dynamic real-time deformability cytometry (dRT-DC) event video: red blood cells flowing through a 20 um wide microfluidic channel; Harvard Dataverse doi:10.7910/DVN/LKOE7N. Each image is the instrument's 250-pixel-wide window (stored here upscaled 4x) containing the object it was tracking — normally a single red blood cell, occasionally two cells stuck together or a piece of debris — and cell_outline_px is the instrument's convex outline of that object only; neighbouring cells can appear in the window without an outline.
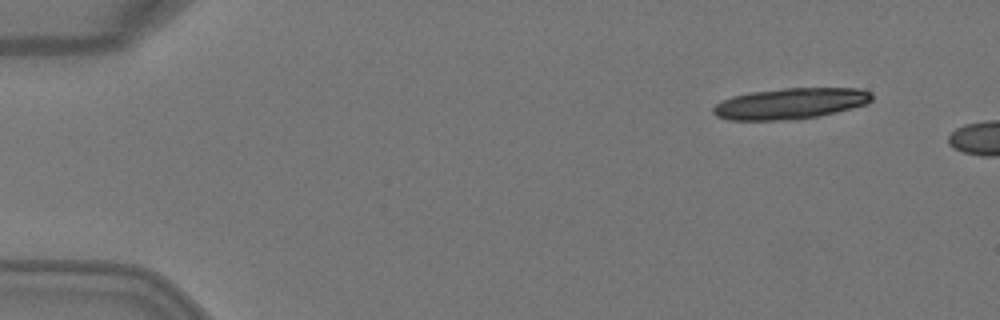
{"species": "Egyptian fruit bat (a non-hibernating species)", "species_latin": "Rousettus aegyptiacus", "temperature_condition": "warm", "stored_images_in_passage": 4, "camera_frame_rate_fps": 3000, "um_per_image_px": 0.085, "animal": {"sex": "female"}, "frame": {"image": 1, "passage_image": 4, "time_ms": 1.0, "image_size_px": [1000, 320], "cell_outline_px": [[872, 100], [868, 104], [836, 112], [816, 116], [776, 120], [728, 120], [716, 116], [712, 112], [712, 108], [716, 104], [732, 96], [752, 92], [784, 88], [860, 88], [872, 92]], "centroid_in_image_um": [67.2, 8.79], "position_along_channel_um": 17.8, "area_um2": 28.5}}